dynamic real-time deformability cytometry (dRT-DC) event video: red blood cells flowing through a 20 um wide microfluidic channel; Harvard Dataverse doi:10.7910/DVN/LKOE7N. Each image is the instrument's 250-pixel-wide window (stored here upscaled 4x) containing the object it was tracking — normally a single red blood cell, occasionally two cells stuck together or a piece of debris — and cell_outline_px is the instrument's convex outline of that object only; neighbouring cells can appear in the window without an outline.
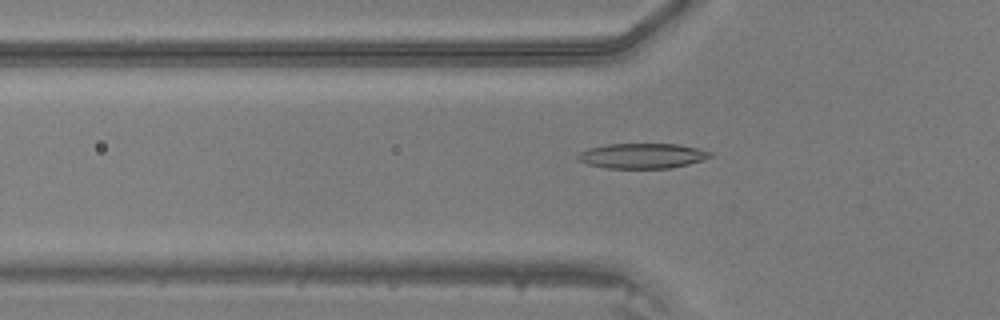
{"species": "common noctule bat (a hibernating species)", "species_latin": "Nyctalus noctula", "temperature_condition": "warm", "stored_images_in_passage": 42, "camera_frame_rate_fps": 3000, "um_per_image_px": 0.085, "animal": {"sex": "male", "body_mass_g": 20.5, "forearm_length_mm": 52.5}, "frame": {"image": 1, "passage_image": 11, "time_ms": 3.333, "image_size_px": [1000, 320], "cell_outline_px": [[712, 156], [688, 164], [672, 168], [604, 168], [588, 164], [580, 160], [576, 156], [580, 152], [588, 148], [608, 144], [680, 144], [712, 152]], "centroid_in_image_um": [54.58, 13.24], "position_along_channel_um": 71.2, "area_um2": 19.25}}
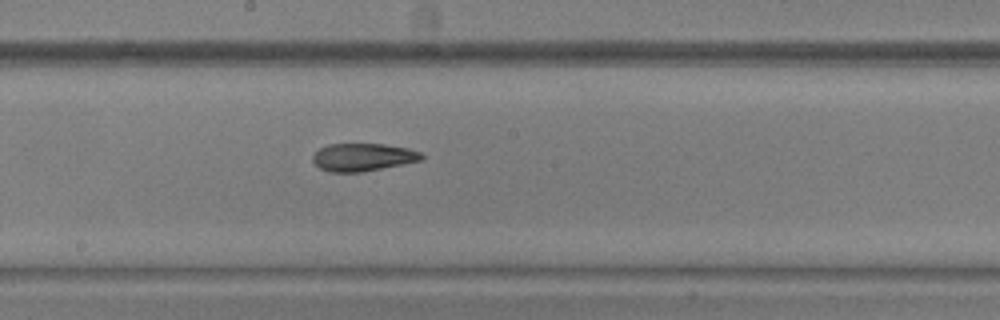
{"frame": {"image": 2, "passage_image": 21, "time_ms": 6.667, "image_size_px": [1000, 320], "cell_outline_px": [[424, 160], [364, 172], [328, 172], [320, 168], [312, 160], [312, 156], [320, 148], [328, 144], [384, 144], [408, 148], [420, 152], [424, 156]], "centroid_in_image_um": [30.87, 13.37], "position_along_channel_um": 217.3, "area_um2": 17.74}}
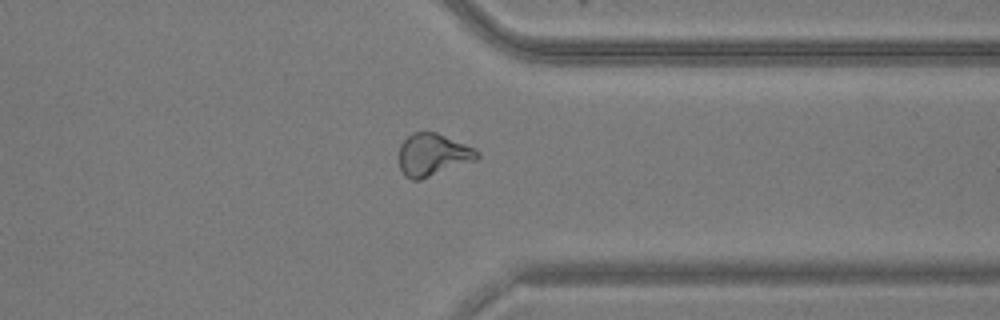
{"frame": {"image": 3, "passage_image": 32, "time_ms": 10.333, "image_size_px": [1000, 320], "cell_outline_px": [[480, 156], [476, 160], [420, 180], [412, 180], [404, 176], [400, 168], [400, 144], [412, 132], [436, 132], [464, 144], [480, 152]], "centroid_in_image_um": [36.77, 13.16], "position_along_channel_um": 374.6, "area_um2": 19.13}}